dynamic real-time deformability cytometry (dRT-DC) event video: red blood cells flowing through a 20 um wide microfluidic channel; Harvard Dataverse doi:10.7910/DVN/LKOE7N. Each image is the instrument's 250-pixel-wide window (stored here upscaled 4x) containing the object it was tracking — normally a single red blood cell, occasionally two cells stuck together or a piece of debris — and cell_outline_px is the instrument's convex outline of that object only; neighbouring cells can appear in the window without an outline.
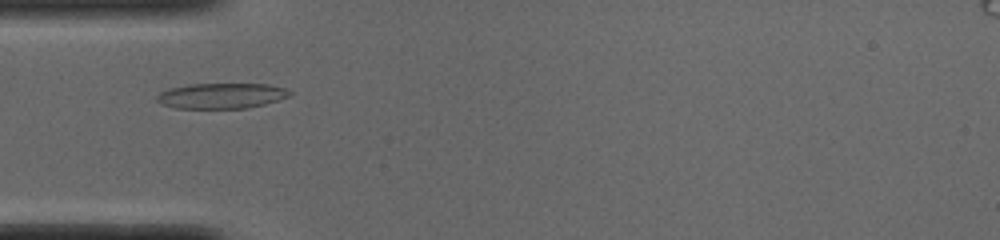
{"species": "common noctule bat (a hibernating species)", "species_latin": "Nyctalus noctula", "temperature_condition": "cold", "stored_images_in_passage": 44, "camera_frame_rate_fps": 3000, "um_per_image_px": 0.085, "animal": {"sex": "male", "body_mass_g": 19.0, "forearm_length_mm": 50.8}, "frame": {"image": 1, "passage_image": 8, "time_ms": 2.333, "image_size_px": [1000, 240], "cell_outline_px": [[292, 96], [280, 100], [248, 108], [176, 108], [160, 104], [156, 100], [156, 96], [160, 92], [168, 88], [192, 84], [268, 84], [284, 88], [292, 92]], "centroid_in_image_um": [18.83, 8.14], "position_along_channel_um": 66.2, "area_um2": 19.83}}
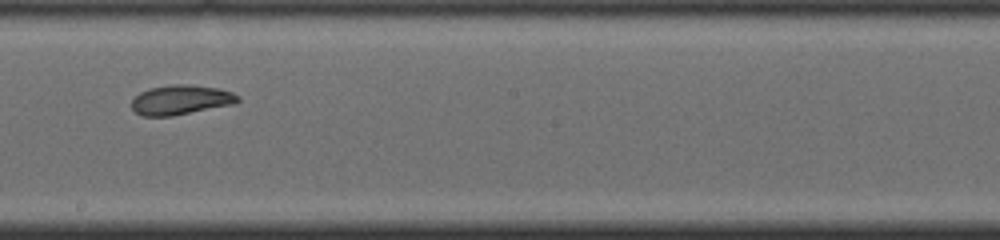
{"frame": {"image": 2, "passage_image": 21, "time_ms": 6.667, "image_size_px": [1000, 240], "cell_outline_px": [[240, 100], [236, 104], [172, 116], [144, 116], [136, 112], [132, 108], [132, 100], [140, 92], [148, 88], [172, 84], [184, 84], [216, 88], [232, 92], [240, 96]], "centroid_in_image_um": [15.39, 8.49], "position_along_channel_um": 232.8, "area_um2": 18.38}}
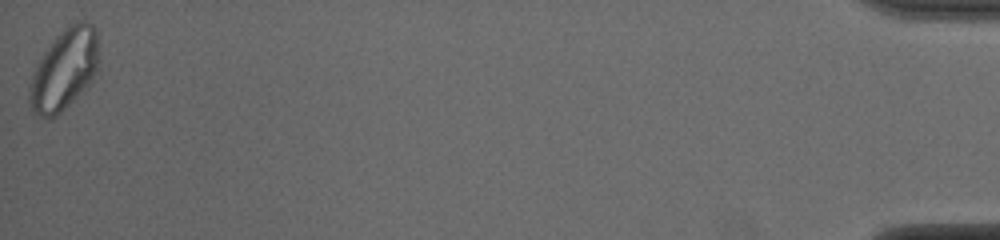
{"frame": {"image": 3, "passage_image": 44, "time_ms": 14.333, "image_size_px": [1000, 240], "cell_outline_px": [[96, 72], [92, 80], [56, 116], [48, 120], [40, 116], [32, 108], [28, 100], [28, 84], [32, 72], [44, 52], [56, 36], [68, 24], [80, 20], [84, 20], [92, 24], [96, 28]], "centroid_in_image_um": [5.41, 5.9], "position_along_channel_um": 429.8, "area_um2": 32.25}, "authors_computed_cell_mechanics": {"area_um2": 19.7098, "velocity_mm_per_s": 3.8594, "shape_relaxation_time_tau1_ms": 3.1084, "shape_relaxation_time_tau2_ms": 4.2644, "deformation_change_tau1": 0.1301, "deformation_change_tau2": 0.0612}}